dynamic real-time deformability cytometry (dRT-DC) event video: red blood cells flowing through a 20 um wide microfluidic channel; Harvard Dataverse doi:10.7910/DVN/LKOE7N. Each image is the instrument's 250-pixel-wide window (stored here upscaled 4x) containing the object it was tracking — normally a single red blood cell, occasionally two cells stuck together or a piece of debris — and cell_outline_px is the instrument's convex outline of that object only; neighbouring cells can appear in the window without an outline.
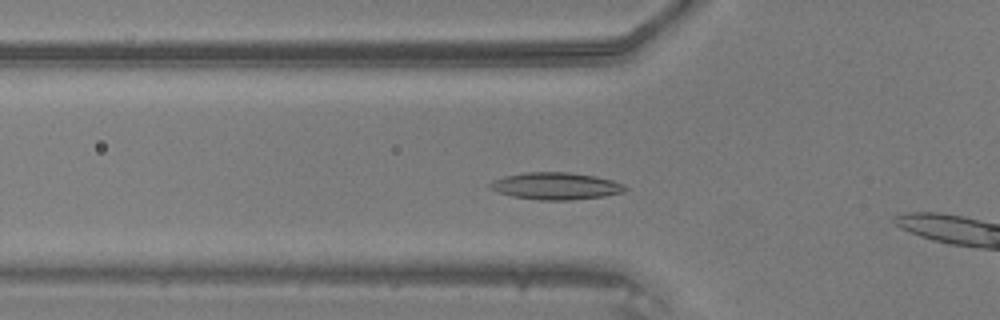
{"species": "common noctule bat (a hibernating species)", "species_latin": "Nyctalus noctula", "temperature_condition": "warm", "stored_images_in_passage": 15, "camera_frame_rate_fps": 3000, "um_per_image_px": 0.085, "animal": {"sex": "male", "body_mass_g": 20.5, "forearm_length_mm": 52.5}, "frame": {"image": 1, "passage_image": 7, "time_ms": 2.0, "image_size_px": [1000, 320], "cell_outline_px": [[628, 188], [624, 192], [604, 196], [568, 200], [540, 200], [512, 196], [488, 188], [488, 184], [492, 180], [504, 176], [524, 172], [568, 172], [596, 176], [612, 180], [624, 184]], "centroid_in_image_um": [47.24, 15.8], "position_along_channel_um": 78.6, "area_um2": 21.39}}
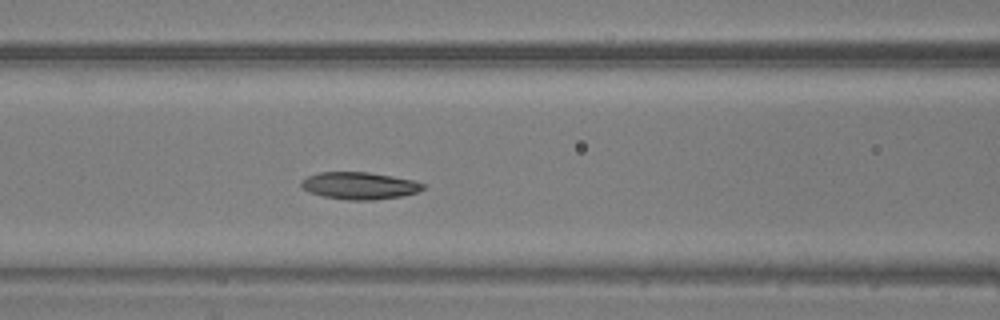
{"frame": {"image": 2, "passage_image": 11, "time_ms": 3.333, "image_size_px": [1000, 320], "cell_outline_px": [[424, 188], [416, 192], [404, 196], [372, 200], [348, 200], [324, 196], [308, 192], [300, 184], [300, 180], [308, 176], [320, 172], [368, 172], [392, 176], [412, 180], [424, 184]], "centroid_in_image_um": [30.53, 15.78], "position_along_channel_um": 136.1, "area_um2": 19.19}}